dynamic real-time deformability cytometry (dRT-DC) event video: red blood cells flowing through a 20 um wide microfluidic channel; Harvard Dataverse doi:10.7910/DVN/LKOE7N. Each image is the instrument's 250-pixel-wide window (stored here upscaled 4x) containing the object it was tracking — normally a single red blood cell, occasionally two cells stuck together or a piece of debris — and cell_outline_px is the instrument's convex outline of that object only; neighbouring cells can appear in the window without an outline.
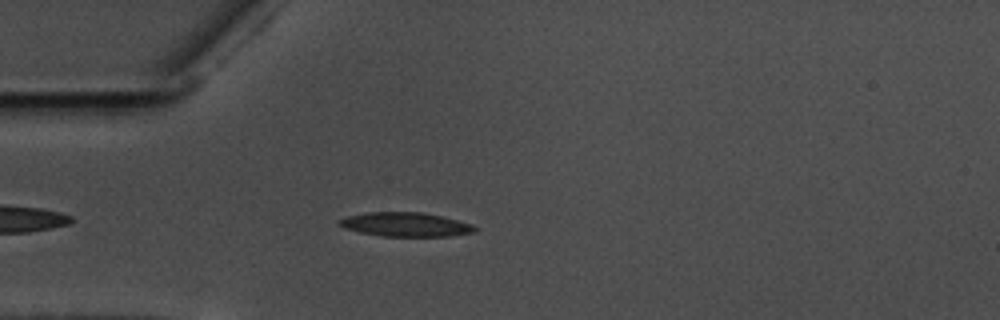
{"species": "common noctule bat (a hibernating species)", "species_latin": "Nyctalus noctula", "temperature_condition": "warm", "stored_images_in_passage": 46, "camera_frame_rate_fps": 3000, "um_per_image_px": 0.085, "animal": {"sex": "male", "body_mass_g": 17.5, "forearm_length_mm": 52.3}, "frame": {"image": 1, "passage_image": 5, "time_ms": 1.333, "image_size_px": [1000, 320], "cell_outline_px": [[476, 232], [448, 236], [380, 236], [360, 232], [344, 228], [336, 224], [336, 220], [348, 216], [368, 212], [424, 212], [472, 224], [476, 228]], "centroid_in_image_um": [34.42, 19.08], "position_along_channel_um": 50.6, "area_um2": 19.02}}
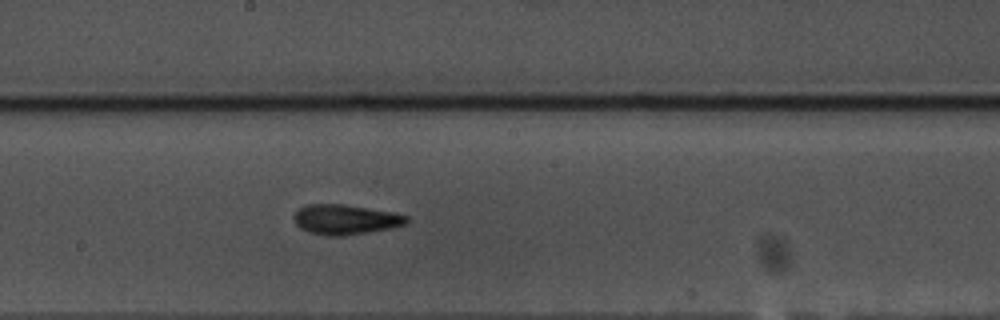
{"frame": {"image": 2, "passage_image": 20, "time_ms": 6.333, "image_size_px": [1000, 320], "cell_outline_px": [[408, 220], [404, 224], [388, 228], [340, 236], [324, 236], [308, 232], [300, 228], [296, 224], [292, 216], [300, 208], [308, 204], [344, 204], [392, 212], [408, 216]], "centroid_in_image_um": [29.29, 18.65], "position_along_channel_um": 218.9, "area_um2": 19.42}}
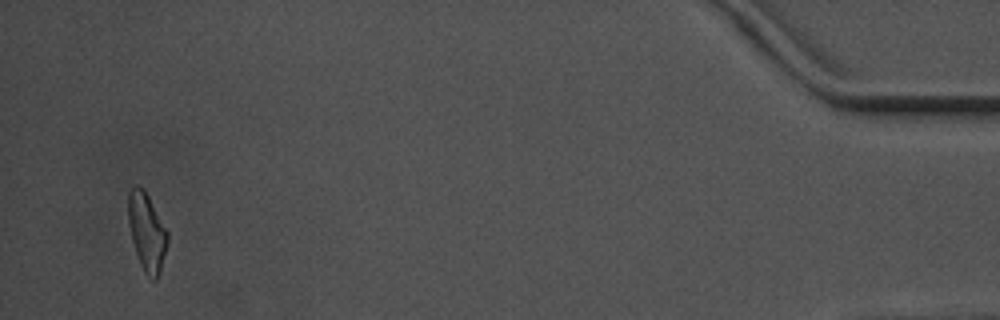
{"frame": {"image": 3, "passage_image": 44, "time_ms": 14.333, "image_size_px": [1000, 320], "cell_outline_px": [[168, 240], [160, 272], [156, 280], [152, 280], [144, 272], [140, 264], [132, 240], [128, 224], [128, 192], [136, 184], [140, 184], [144, 188], [168, 232]], "centroid_in_image_um": [12.47, 19.69], "position_along_channel_um": 422.7, "area_um2": 17.86}, "authors_computed_cell_mechanics": {"area_um2": 18.7272, "velocity_mm_per_s": 3.585, "shape_relaxation_time_tau1_ms": 4.0466, "shape_relaxation_time_tau2_ms": 6.5661, "deformation_change_tau1": 0.1553, "deformation_change_tau2": 0.1583}}